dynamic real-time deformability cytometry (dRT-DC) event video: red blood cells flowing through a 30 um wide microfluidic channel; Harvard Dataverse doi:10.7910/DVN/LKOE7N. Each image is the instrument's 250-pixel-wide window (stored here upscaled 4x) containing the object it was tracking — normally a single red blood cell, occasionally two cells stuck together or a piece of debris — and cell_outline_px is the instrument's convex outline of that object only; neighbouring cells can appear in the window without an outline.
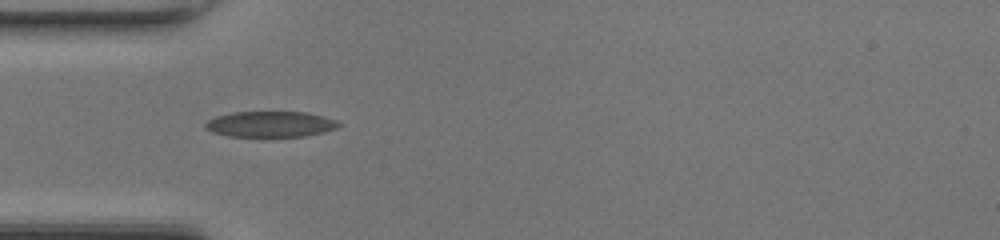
{"species": "common noctule bat (a hibernating species)", "species_latin": "Nyctalus noctula", "temperature_condition": "room temperature", "stored_images_in_passage": 34, "camera_frame_rate_fps": 3000, "um_per_image_px": 0.085, "animal": {"sex": "female", "body_mass_g": 17.0, "forearm_length_mm": 48.0}, "frame": {"image": 1, "passage_image": 1, "time_ms": 0.0, "image_size_px": [1000, 240], "cell_outline_px": [[344, 124], [336, 128], [324, 132], [304, 136], [264, 140], [228, 136], [212, 132], [204, 128], [204, 124], [208, 120], [216, 116], [232, 112], [308, 112], [324, 116], [336, 120]], "centroid_in_image_um": [22.98, 10.6], "position_along_channel_um": 62.0, "area_um2": 21.21}}
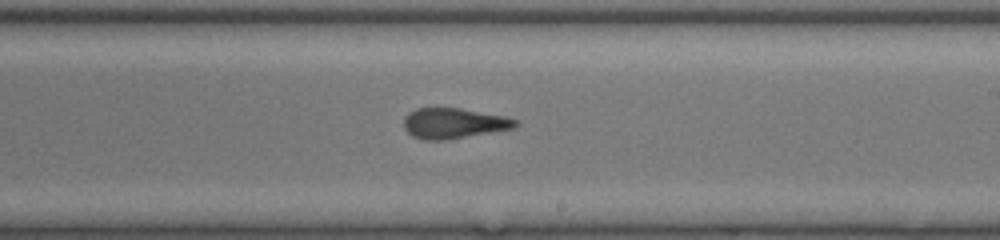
{"frame": {"image": 2, "passage_image": 14, "time_ms": 4.333, "image_size_px": [1000, 240], "cell_outline_px": [[520, 124], [512, 128], [444, 140], [424, 140], [412, 136], [404, 128], [404, 116], [408, 112], [416, 108], [460, 108], [504, 116], [516, 120]], "centroid_in_image_um": [38.51, 10.47], "position_along_channel_um": 250.5, "area_um2": 19.59}}
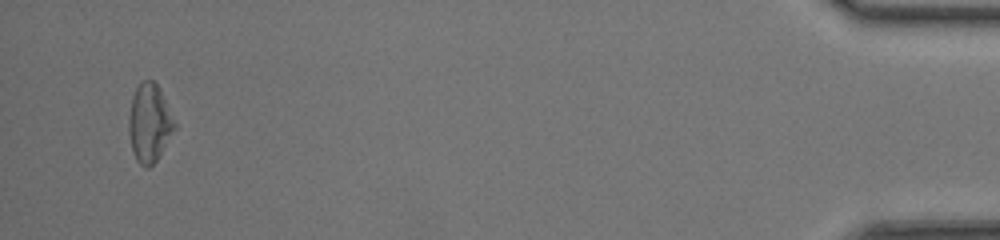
{"frame": {"image": 3, "passage_image": 32, "time_ms": 10.333, "image_size_px": [1000, 240], "cell_outline_px": [[176, 128], [156, 160], [148, 168], [144, 168], [136, 160], [132, 148], [128, 132], [128, 116], [132, 96], [136, 88], [144, 80], [152, 80], [156, 84], [176, 124]], "centroid_in_image_um": [12.67, 10.48], "position_along_channel_um": 422.5, "area_um2": 20.52}, "authors_computed_cell_mechanics": {"area_um2": 20.5768, "velocity_mm_per_s": 4.3538, "shape_relaxation_time_tau1_ms": null, "shape_relaxation_time_tau2_ms": 1.8348, "deformation_change_tau1": null, "deformation_change_tau2": 0.0849}}